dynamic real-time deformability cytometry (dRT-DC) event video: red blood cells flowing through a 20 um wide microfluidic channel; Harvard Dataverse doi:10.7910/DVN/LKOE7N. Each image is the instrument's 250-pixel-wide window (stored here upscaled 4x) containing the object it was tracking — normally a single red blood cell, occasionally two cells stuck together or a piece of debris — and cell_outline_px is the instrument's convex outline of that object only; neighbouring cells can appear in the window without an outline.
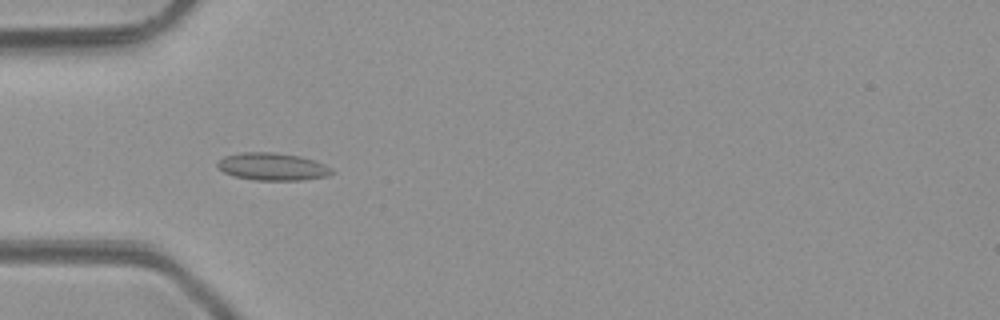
{"species": "common noctule bat (a hibernating species)", "species_latin": "Nyctalus noctula", "temperature_condition": "room temperature", "stored_images_in_passage": 5, "camera_frame_rate_fps": 3000, "um_per_image_px": 0.085, "animal": {"sex": "male", "body_mass_g": 23.1, "forearm_length_mm": 52.7}, "frame": {"image": 1, "passage_image": 4, "time_ms": 3.333, "image_size_px": [1000, 320], "cell_outline_px": [[336, 172], [328, 176], [300, 180], [256, 180], [232, 176], [224, 172], [216, 164], [224, 156], [244, 152], [272, 152], [300, 156], [316, 160], [332, 168]], "centroid_in_image_um": [23.2, 14.16], "position_along_channel_um": 61.8, "area_um2": 18.38}}
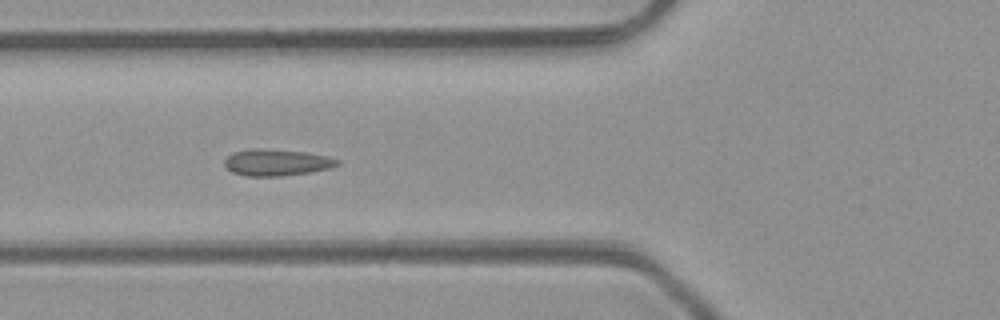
{"frame": {"image": 2, "passage_image": 5, "time_ms": 4.333, "image_size_px": [1000, 320], "cell_outline_px": [[340, 164], [328, 168], [308, 172], [280, 176], [248, 176], [232, 172], [224, 164], [224, 160], [232, 152], [256, 148], [260, 148], [304, 152], [328, 156], [340, 160]], "centroid_in_image_um": [23.5, 13.8], "position_along_channel_um": 102.3, "area_um2": 17.28}}